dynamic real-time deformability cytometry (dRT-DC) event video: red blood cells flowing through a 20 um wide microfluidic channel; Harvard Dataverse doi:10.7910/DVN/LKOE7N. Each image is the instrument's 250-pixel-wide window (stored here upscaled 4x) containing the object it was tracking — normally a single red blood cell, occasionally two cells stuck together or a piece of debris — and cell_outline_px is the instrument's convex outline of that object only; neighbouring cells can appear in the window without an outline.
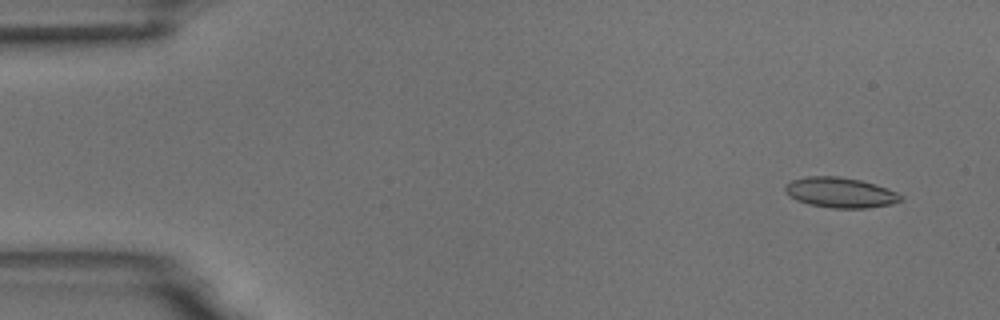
{"species": "common noctule bat (a hibernating species)", "species_latin": "Nyctalus noctula", "temperature_condition": "room temperature", "stored_images_in_passage": 6, "camera_frame_rate_fps": 3000, "um_per_image_px": 0.085, "animal": {"sex": "male", "body_mass_g": 18.8}, "frame": {"image": 1, "passage_image": 2, "time_ms": 1.0, "image_size_px": [1000, 320], "cell_outline_px": [[904, 200], [892, 204], [868, 208], [832, 208], [808, 204], [796, 200], [788, 196], [784, 192], [784, 188], [792, 180], [804, 176], [840, 176], [860, 180], [896, 192], [904, 196]], "centroid_in_image_um": [71.4, 16.37], "position_along_channel_um": 13.6, "area_um2": 20.46}}